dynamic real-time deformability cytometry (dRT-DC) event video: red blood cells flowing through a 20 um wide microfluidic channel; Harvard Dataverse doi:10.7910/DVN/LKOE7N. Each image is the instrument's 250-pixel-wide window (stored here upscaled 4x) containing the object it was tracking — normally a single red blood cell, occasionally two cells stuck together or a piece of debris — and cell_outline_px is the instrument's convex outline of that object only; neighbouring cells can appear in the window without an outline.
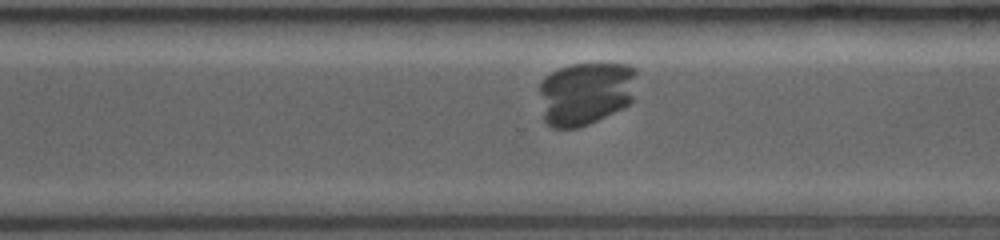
{"species": "common noctule bat (a hibernating species)", "species_latin": "Nyctalus noctula", "temperature_condition": "room temperature", "stored_images_in_passage": 30, "camera_frame_rate_fps": 3500, "um_per_image_px": 0.085, "animal": {"sex": "female", "body_mass_g": 19.0, "forearm_length_mm": 53.3}, "frame": {"image": 1, "passage_image": 22, "time_ms": 6.0, "image_size_px": [1000, 240], "cell_outline_px": [[636, 72], [632, 100], [628, 104], [588, 124], [576, 128], [552, 128], [544, 120], [540, 92], [540, 84], [552, 72], [560, 68], [572, 64], [628, 64], [636, 68]], "centroid_in_image_um": [49.77, 7.92], "position_along_channel_um": 320.8, "area_um2": 35.49}}